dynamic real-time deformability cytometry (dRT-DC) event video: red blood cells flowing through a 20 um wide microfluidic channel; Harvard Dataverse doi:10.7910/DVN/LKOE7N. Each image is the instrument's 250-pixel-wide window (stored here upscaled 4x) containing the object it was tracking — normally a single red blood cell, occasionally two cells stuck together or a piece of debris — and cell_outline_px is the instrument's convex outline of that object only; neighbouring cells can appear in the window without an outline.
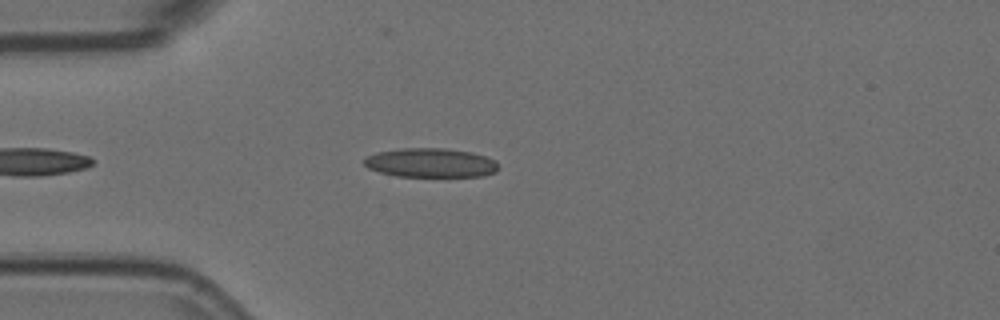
{"species": "Egyptian fruit bat (a non-hibernating species)", "species_latin": "Rousettus aegyptiacus", "temperature_condition": "room temperature", "stored_images_in_passage": 30, "camera_frame_rate_fps": 3000, "um_per_image_px": 0.085, "animal": {"sex": "female"}, "frame": {"image": 1, "passage_image": 6, "time_ms": 1.667, "image_size_px": [1000, 320], "cell_outline_px": [[496, 172], [484, 176], [396, 176], [380, 172], [368, 168], [364, 164], [364, 156], [376, 152], [400, 148], [444, 148], [472, 152], [496, 160]], "centroid_in_image_um": [36.57, 13.83], "position_along_channel_um": 48.4, "area_um2": 22.83}}
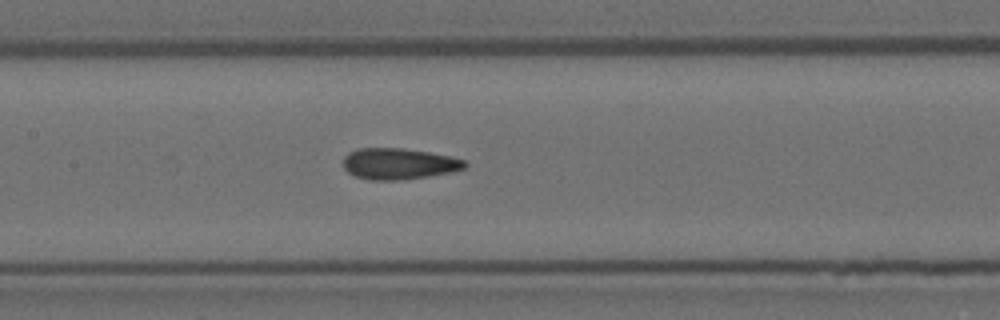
{"frame": {"image": 2, "passage_image": 17, "time_ms": 5.333, "image_size_px": [1000, 320], "cell_outline_px": [[468, 164], [464, 168], [448, 172], [428, 176], [400, 180], [368, 180], [356, 176], [348, 172], [344, 168], [344, 156], [348, 152], [360, 148], [404, 148], [428, 152], [448, 156], [464, 160]], "centroid_in_image_um": [33.85, 13.92], "position_along_channel_um": 173.5, "area_um2": 21.91}}
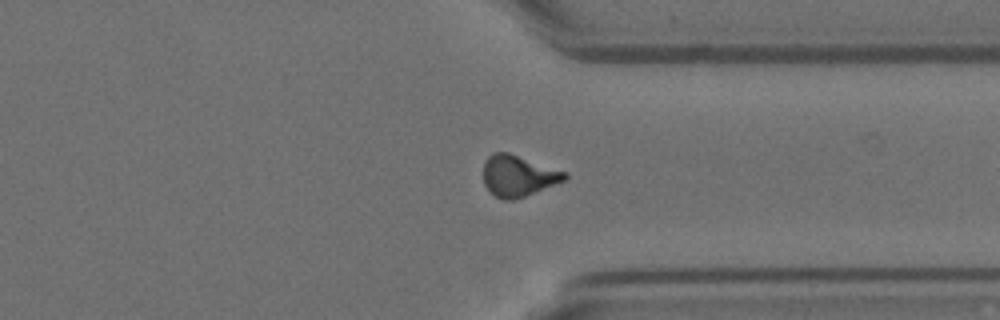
{"frame": {"image": 3, "passage_image": 29, "time_ms": 9.333, "image_size_px": [1000, 320], "cell_outline_px": [[568, 176], [564, 180], [524, 196], [512, 200], [504, 200], [488, 192], [484, 184], [484, 160], [492, 152], [508, 152], [568, 172]], "centroid_in_image_um": [44.01, 14.93], "position_along_channel_um": 367.4, "area_um2": 19.48}}